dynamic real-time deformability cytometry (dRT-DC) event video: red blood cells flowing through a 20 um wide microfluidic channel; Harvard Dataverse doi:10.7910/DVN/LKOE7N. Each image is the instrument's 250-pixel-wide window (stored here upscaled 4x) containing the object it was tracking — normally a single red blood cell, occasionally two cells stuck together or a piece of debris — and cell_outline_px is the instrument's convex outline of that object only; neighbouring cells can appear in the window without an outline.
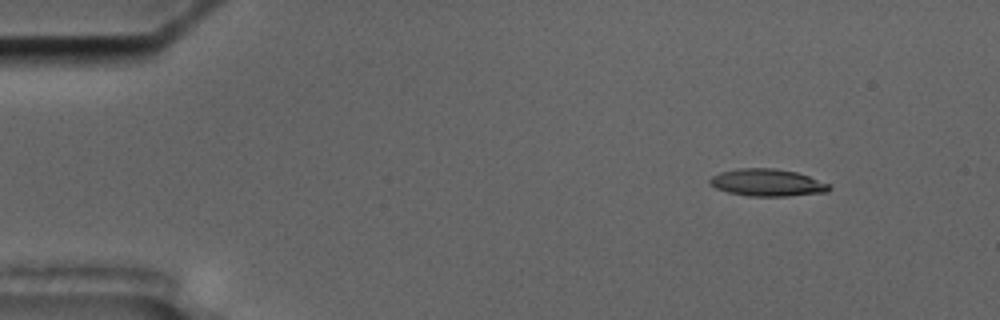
{"species": "common noctule bat (a hibernating species)", "species_latin": "Nyctalus noctula", "temperature_condition": "cold", "stored_images_in_passage": 5, "camera_frame_rate_fps": 3000, "um_per_image_px": 0.085, "animal": {"sex": "male", "body_mass_g": 17.5, "forearm_length_mm": 52.3}, "frame": {"image": 1, "passage_image": 1, "time_ms": 0.0, "image_size_px": [1000, 320], "cell_outline_px": [[832, 188], [828, 192], [788, 196], [748, 196], [728, 192], [716, 188], [708, 184], [708, 180], [712, 176], [720, 172], [736, 168], [776, 168], [796, 172], [832, 184]], "centroid_in_image_um": [65.23, 15.52], "position_along_channel_um": 19.8, "area_um2": 19.19}}
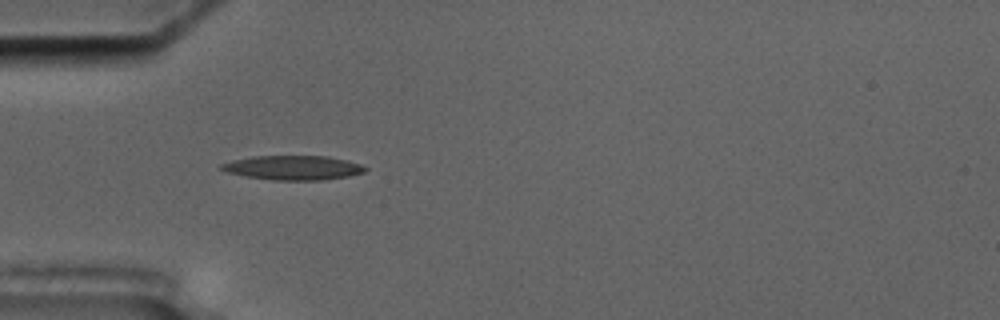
{"frame": {"image": 2, "passage_image": 4, "time_ms": 3.667, "image_size_px": [1000, 320], "cell_outline_px": [[368, 168], [364, 172], [348, 176], [320, 180], [272, 180], [248, 176], [228, 172], [220, 168], [220, 164], [232, 160], [252, 156], [328, 156], [348, 160], [360, 164]], "centroid_in_image_um": [24.93, 14.24], "position_along_channel_um": 60.1, "area_um2": 20.29}}